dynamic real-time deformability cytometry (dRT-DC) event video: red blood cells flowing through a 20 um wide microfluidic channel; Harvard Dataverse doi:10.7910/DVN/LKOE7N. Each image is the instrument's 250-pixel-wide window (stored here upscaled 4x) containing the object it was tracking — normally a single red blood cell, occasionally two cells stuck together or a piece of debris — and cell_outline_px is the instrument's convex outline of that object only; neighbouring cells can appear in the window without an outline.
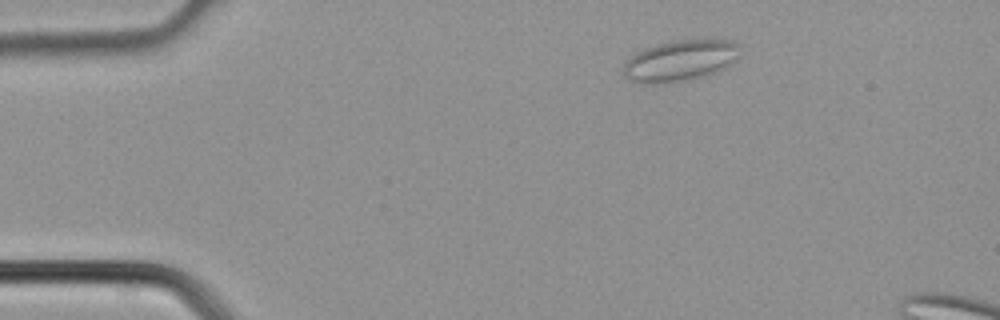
{"species": "common noctule bat (a hibernating species)", "species_latin": "Nyctalus noctula", "temperature_condition": "cold", "stored_images_in_passage": 4, "camera_frame_rate_fps": 3000, "um_per_image_px": 0.085, "animal": {"sex": "male", "body_mass_g": 21.5, "forearm_length_mm": 52.0}, "frame": {"image": 1, "passage_image": 2, "time_ms": 0.333, "image_size_px": [1000, 320], "cell_outline_px": [[740, 44], [732, 64], [716, 72], [704, 76], [656, 84], [632, 80], [624, 76], [624, 64], [636, 52], [644, 48], [668, 40], [732, 40]], "centroid_in_image_um": [57.81, 5.13], "position_along_channel_um": 27.2, "area_um2": 27.4}}